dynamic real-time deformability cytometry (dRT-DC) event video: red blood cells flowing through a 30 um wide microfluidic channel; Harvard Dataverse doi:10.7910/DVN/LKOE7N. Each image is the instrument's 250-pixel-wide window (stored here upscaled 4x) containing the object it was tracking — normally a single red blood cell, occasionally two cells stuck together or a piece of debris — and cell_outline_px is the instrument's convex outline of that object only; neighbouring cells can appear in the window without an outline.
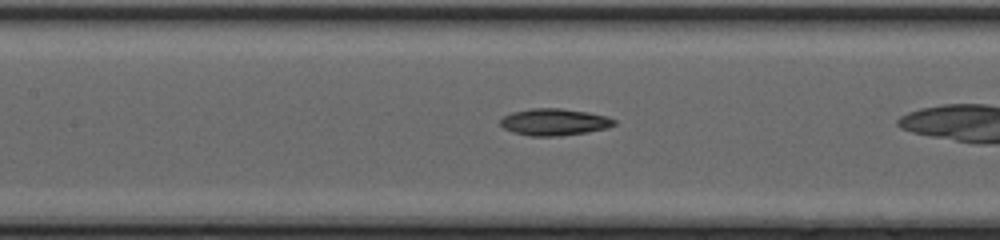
{"species": "common noctule bat (a hibernating species)", "species_latin": "Nyctalus noctula", "temperature_condition": "cold", "stored_images_in_passage": 38, "camera_frame_rate_fps": 3000, "um_per_image_px": 0.085, "animal": {"sex": "female", "body_mass_g": 20.0, "forearm_length_mm": 54.0}, "frame": {"image": 1, "passage_image": 22, "time_ms": 7.0, "image_size_px": [1000, 240], "cell_outline_px": [[616, 124], [608, 128], [588, 132], [556, 136], [528, 136], [512, 132], [504, 128], [500, 124], [500, 120], [504, 116], [512, 112], [532, 108], [560, 108], [588, 112], [608, 116], [616, 120]], "centroid_in_image_um": [47.13, 10.37], "position_along_channel_um": 160.3, "area_um2": 17.92}}
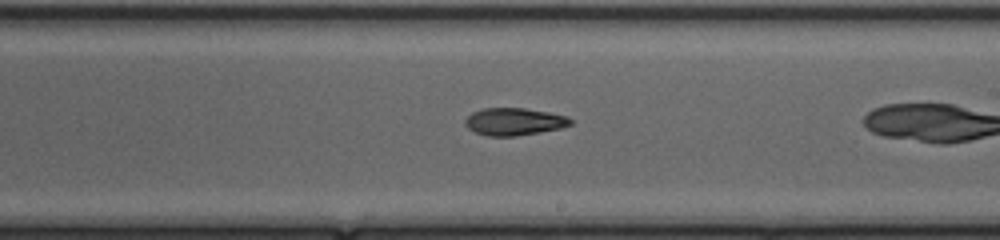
{"frame": {"image": 2, "passage_image": 28, "time_ms": 9.0, "image_size_px": [1000, 240], "cell_outline_px": [[572, 124], [560, 128], [540, 132], [516, 136], [488, 136], [476, 132], [468, 128], [464, 124], [464, 120], [472, 112], [484, 108], [524, 108], [548, 112], [568, 116], [572, 120]], "centroid_in_image_um": [43.7, 10.33], "position_along_channel_um": 245.3, "area_um2": 16.82}}
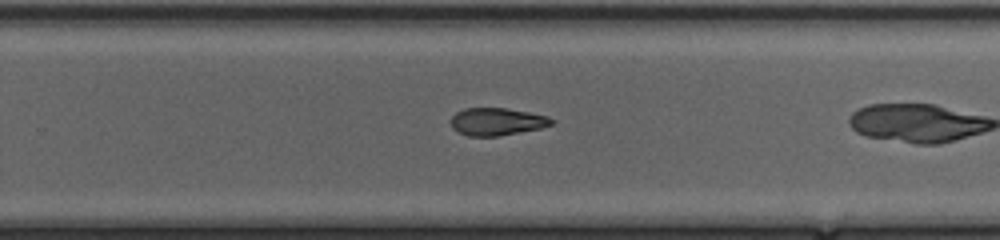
{"frame": {"image": 3, "passage_image": 31, "time_ms": 10.0, "image_size_px": [1000, 240], "cell_outline_px": [[556, 120], [552, 124], [540, 128], [500, 136], [468, 136], [456, 132], [452, 128], [452, 116], [456, 112], [464, 108], [508, 108], [548, 116]], "centroid_in_image_um": [42.23, 10.34], "position_along_channel_um": 287.6, "area_um2": 16.24}}